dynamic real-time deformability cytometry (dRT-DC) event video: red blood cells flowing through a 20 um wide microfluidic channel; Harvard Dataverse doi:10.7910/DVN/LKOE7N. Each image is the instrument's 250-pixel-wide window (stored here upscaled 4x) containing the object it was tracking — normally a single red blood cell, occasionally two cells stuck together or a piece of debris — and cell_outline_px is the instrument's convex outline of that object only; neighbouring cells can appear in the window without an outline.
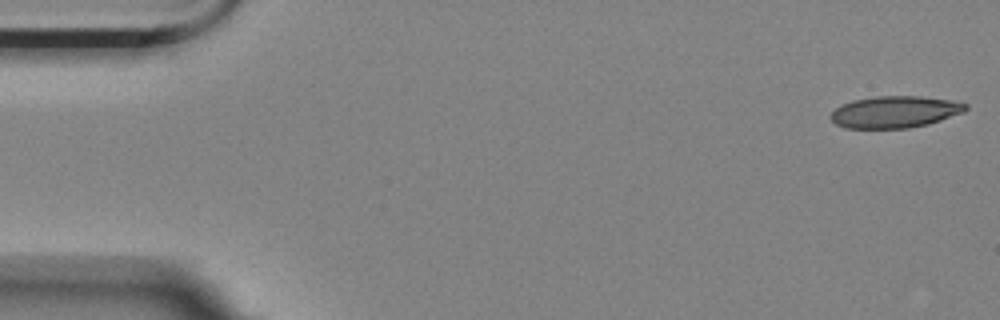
{"species": "Egyptian fruit bat (a non-hibernating species)", "species_latin": "Rousettus aegyptiacus", "temperature_condition": "room temperature", "stored_images_in_passage": 56, "camera_frame_rate_fps": 3000, "um_per_image_px": 0.085, "animal": {"sex": "female"}, "frame": {"image": 1, "passage_image": 1, "time_ms": 0.0, "image_size_px": [1000, 320], "cell_outline_px": [[968, 108], [964, 112], [928, 124], [908, 128], [844, 128], [836, 124], [828, 116], [840, 104], [852, 100], [876, 96], [920, 96], [952, 100], [968, 104]], "centroid_in_image_um": [76.05, 9.51], "position_along_channel_um": 9.0, "area_um2": 25.14}}
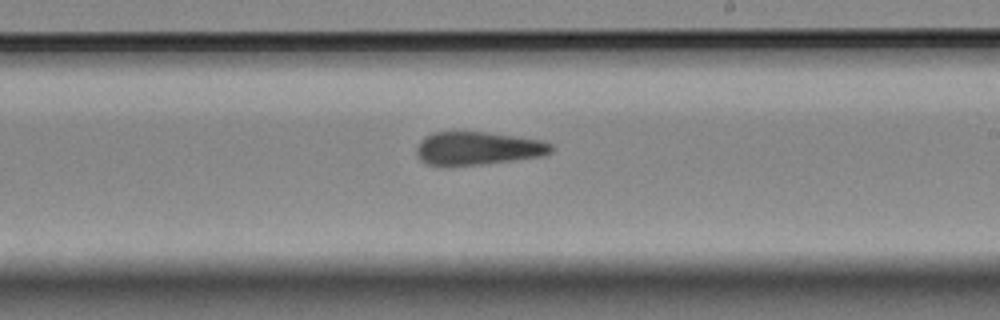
{"frame": {"image": 2, "passage_image": 32, "time_ms": 10.333, "image_size_px": [1000, 320], "cell_outline_px": [[552, 152], [540, 156], [512, 160], [452, 168], [428, 164], [420, 160], [416, 152], [416, 148], [420, 140], [424, 136], [432, 132], [488, 132], [540, 140], [552, 144]], "centroid_in_image_um": [40.54, 12.63], "position_along_channel_um": 248.5, "area_um2": 26.36}}
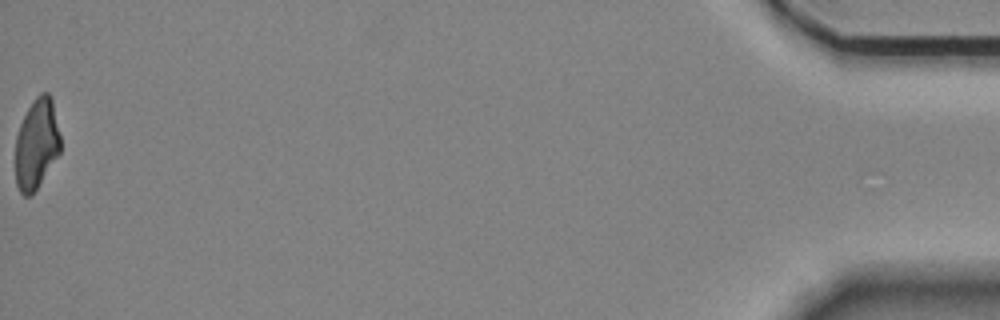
{"frame": {"image": 3, "passage_image": 56, "time_ms": 18.333, "image_size_px": [1000, 320], "cell_outline_px": [[60, 152], [32, 196], [24, 196], [20, 192], [16, 184], [16, 136], [20, 124], [28, 108], [36, 96], [40, 92], [48, 92], [52, 96], [60, 136]], "centroid_in_image_um": [3.12, 12.22], "position_along_channel_um": 432.1, "area_um2": 23.76}, "authors_computed_cell_mechanics": {"area_um2": 26.1545, "velocity_mm_per_s": 3.5276, "shape_relaxation_time_tau1_ms": null, "shape_relaxation_time_tau2_ms": 5.0207, "deformation_change_tau1": null, "deformation_change_tau2": 0.1692}}